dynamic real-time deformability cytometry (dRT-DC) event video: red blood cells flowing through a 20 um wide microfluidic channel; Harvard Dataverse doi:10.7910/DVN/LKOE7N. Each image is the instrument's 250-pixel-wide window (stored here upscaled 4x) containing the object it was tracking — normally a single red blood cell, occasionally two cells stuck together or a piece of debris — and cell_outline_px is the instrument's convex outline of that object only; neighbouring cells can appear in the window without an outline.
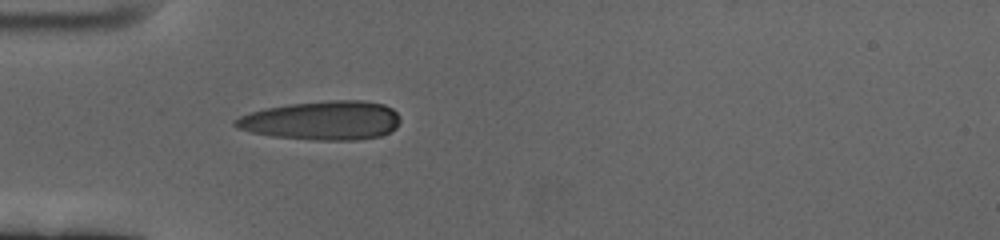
{"species": "human", "species_latin": "Homo sapiens", "temperature_condition": "cold", "stored_images_in_passage": 42, "camera_frame_rate_fps": 3000, "um_per_image_px": 0.085, "donor": {"sex": "female"}, "frame": {"image": 1, "passage_image": 1, "time_ms": 0.0, "image_size_px": [1000, 240], "cell_outline_px": [[400, 120], [396, 128], [380, 136], [356, 140], [312, 140], [272, 136], [252, 132], [236, 128], [232, 124], [232, 120], [240, 116], [264, 108], [292, 104], [328, 100], [360, 100], [384, 104], [392, 108], [396, 112]], "centroid_in_image_um": [27.37, 10.24], "position_along_channel_um": 57.6, "area_um2": 37.51}}
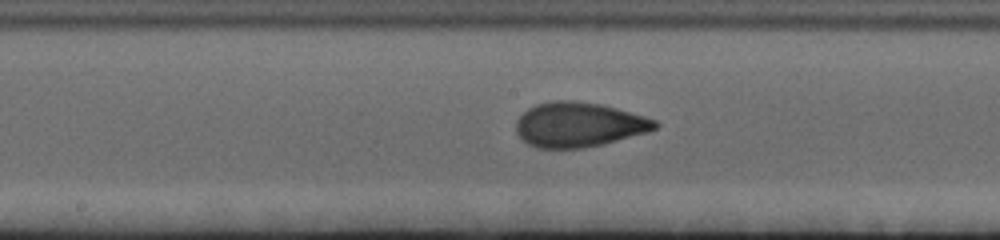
{"frame": {"image": 2, "passage_image": 14, "time_ms": 4.333, "image_size_px": [1000, 240], "cell_outline_px": [[660, 124], [656, 128], [644, 132], [604, 144], [580, 148], [536, 148], [528, 144], [516, 132], [516, 120], [528, 108], [536, 104], [552, 100], [572, 100], [600, 104], [616, 108], [644, 116], [656, 120]], "centroid_in_image_um": [49.16, 10.59], "position_along_channel_um": 199.0, "area_um2": 36.01}}
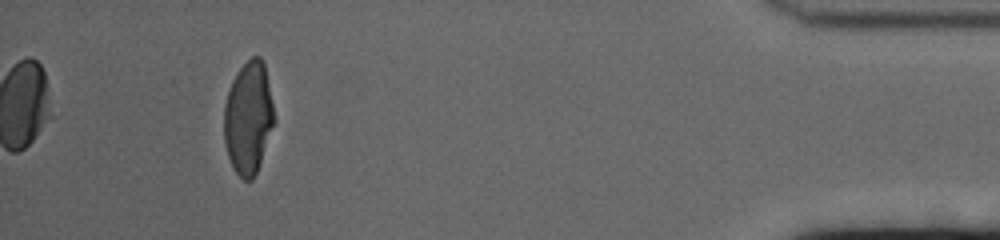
{"frame": {"image": 3, "passage_image": 38, "time_ms": 12.333, "image_size_px": [1000, 240], "cell_outline_px": [[276, 120], [260, 164], [252, 180], [244, 180], [236, 172], [228, 156], [224, 140], [224, 104], [232, 80], [240, 68], [252, 56], [260, 56], [264, 64]], "centroid_in_image_um": [21.12, 10.02], "position_along_channel_um": 414.1, "area_um2": 32.77}, "authors_computed_cell_mechanics": {"area_um2": 34.8823, "velocity_mm_per_s": 3.4077, "shape_relaxation_time_tau1_ms": 4.4587, "shape_relaxation_time_tau2_ms": 1.0471, "deformation_change_tau1": 0.1868, "deformation_change_tau2": 0.0639}}